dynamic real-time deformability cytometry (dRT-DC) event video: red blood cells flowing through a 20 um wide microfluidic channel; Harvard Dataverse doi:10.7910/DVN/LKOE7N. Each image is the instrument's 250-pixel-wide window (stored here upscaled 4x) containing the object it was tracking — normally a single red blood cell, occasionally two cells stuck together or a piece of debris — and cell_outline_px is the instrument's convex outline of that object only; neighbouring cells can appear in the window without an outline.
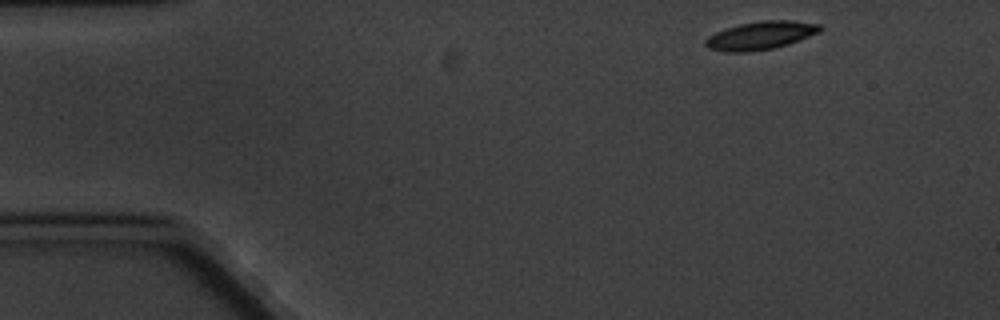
{"species": "common noctule bat (a hibernating species)", "species_latin": "Nyctalus noctula", "temperature_condition": "cold", "stored_images_in_passage": 4, "camera_frame_rate_fps": 3000, "um_per_image_px": 0.085, "animal": {"sex": "male", "body_mass_g": 20.1, "forearm_length_mm": 53.5}, "frame": {"image": 1, "passage_image": 1, "time_ms": 0.0, "image_size_px": [1000, 320], "cell_outline_px": [[824, 28], [820, 32], [800, 40], [788, 44], [772, 48], [748, 52], [724, 52], [708, 48], [704, 44], [704, 40], [708, 36], [716, 32], [740, 24], [764, 20], [792, 20], [820, 24]], "centroid_in_image_um": [64.67, 3.01], "position_along_channel_um": 20.3, "area_um2": 18.84}}
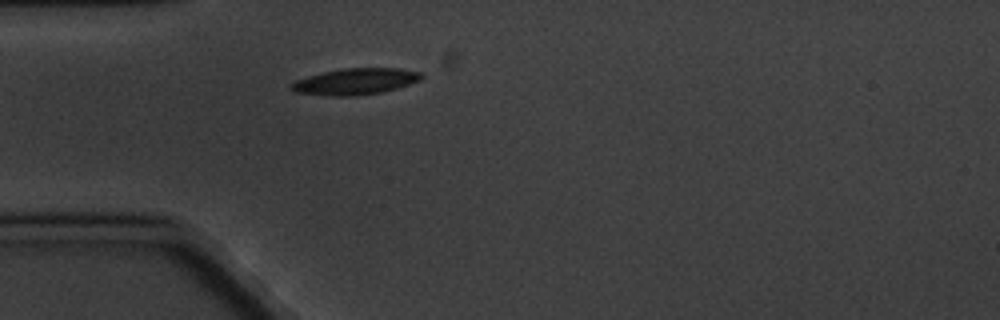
{"frame": {"image": 2, "passage_image": 4, "time_ms": 3.333, "image_size_px": [1000, 320], "cell_outline_px": [[424, 76], [420, 80], [396, 88], [380, 92], [356, 96], [332, 96], [296, 92], [288, 88], [288, 84], [296, 80], [308, 76], [324, 72], [344, 68], [400, 68], [420, 72]], "centroid_in_image_um": [30.18, 6.92], "position_along_channel_um": 54.8, "area_um2": 19.88}}